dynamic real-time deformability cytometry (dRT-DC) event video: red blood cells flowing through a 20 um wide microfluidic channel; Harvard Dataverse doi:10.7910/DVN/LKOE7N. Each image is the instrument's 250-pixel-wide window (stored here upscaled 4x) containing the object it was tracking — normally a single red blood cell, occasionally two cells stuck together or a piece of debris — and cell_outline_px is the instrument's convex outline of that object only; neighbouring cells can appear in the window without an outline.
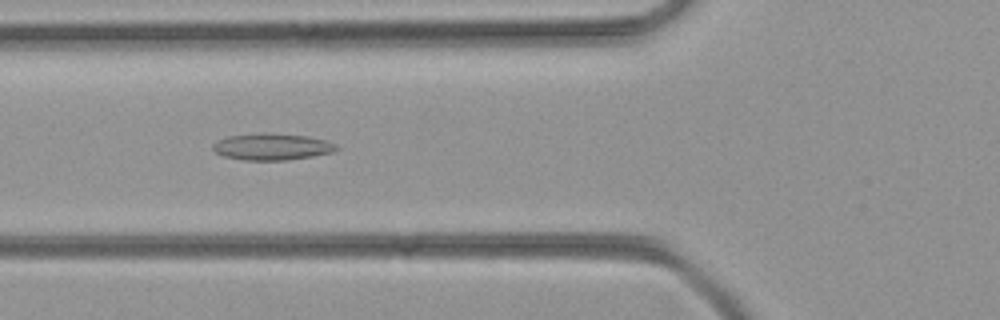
{"species": "common noctule bat (a hibernating species)", "species_latin": "Nyctalus noctula", "temperature_condition": "room temperature", "stored_images_in_passage": 48, "camera_frame_rate_fps": 3000, "um_per_image_px": 0.085, "animal": {"sex": "female", "body_mass_g": 21.9}, "frame": {"image": 1, "passage_image": 19, "time_ms": 6.0, "image_size_px": [1000, 320], "cell_outline_px": [[340, 148], [332, 152], [312, 156], [288, 160], [244, 160], [224, 156], [216, 152], [212, 148], [212, 144], [228, 136], [260, 132], [264, 132], [308, 136], [324, 140], [336, 144]], "centroid_in_image_um": [23.12, 12.46], "position_along_channel_um": 102.7, "area_um2": 19.19}}
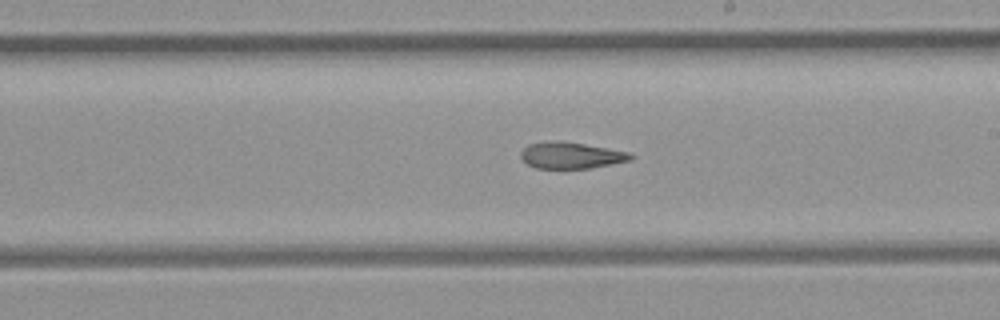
{"frame": {"image": 2, "passage_image": 29, "time_ms": 9.333, "image_size_px": [1000, 320], "cell_outline_px": [[636, 156], [632, 160], [588, 168], [536, 168], [528, 164], [520, 156], [520, 152], [528, 144], [544, 140], [560, 140], [584, 144], [628, 152]], "centroid_in_image_um": [48.51, 13.19], "position_along_channel_um": 240.5, "area_um2": 16.94}}
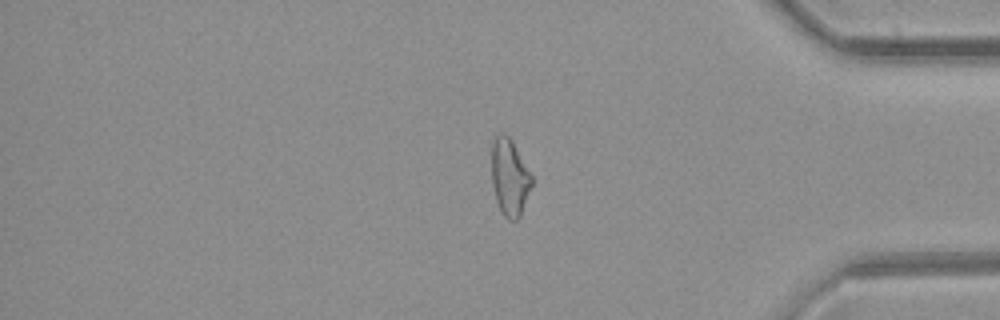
{"frame": {"image": 3, "passage_image": 42, "time_ms": 13.667, "image_size_px": [1000, 320], "cell_outline_px": [[532, 184], [520, 216], [516, 220], [508, 220], [504, 216], [496, 200], [492, 184], [492, 140], [500, 132], [504, 132], [512, 140], [532, 176]], "centroid_in_image_um": [43.31, 15.05], "position_along_channel_um": 391.9, "area_um2": 17.86}}